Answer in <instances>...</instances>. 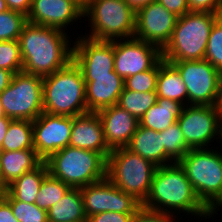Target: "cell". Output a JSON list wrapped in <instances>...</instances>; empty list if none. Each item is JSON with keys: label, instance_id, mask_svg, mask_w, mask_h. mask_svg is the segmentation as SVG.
Wrapping results in <instances>:
<instances>
[{"label": "cell", "instance_id": "5bb4252c", "mask_svg": "<svg viewBox=\"0 0 222 222\" xmlns=\"http://www.w3.org/2000/svg\"><path fill=\"white\" fill-rule=\"evenodd\" d=\"M73 61L80 67L85 81L93 76L112 75L114 41H99L83 35L73 42Z\"/></svg>", "mask_w": 222, "mask_h": 222}, {"label": "cell", "instance_id": "9a60e30c", "mask_svg": "<svg viewBox=\"0 0 222 222\" xmlns=\"http://www.w3.org/2000/svg\"><path fill=\"white\" fill-rule=\"evenodd\" d=\"M178 17L155 1L136 12L134 37L157 46L161 51L171 40Z\"/></svg>", "mask_w": 222, "mask_h": 222}, {"label": "cell", "instance_id": "8992f818", "mask_svg": "<svg viewBox=\"0 0 222 222\" xmlns=\"http://www.w3.org/2000/svg\"><path fill=\"white\" fill-rule=\"evenodd\" d=\"M220 14L188 12L178 17L169 43L162 50L165 61L203 60L212 27Z\"/></svg>", "mask_w": 222, "mask_h": 222}, {"label": "cell", "instance_id": "d6986e66", "mask_svg": "<svg viewBox=\"0 0 222 222\" xmlns=\"http://www.w3.org/2000/svg\"><path fill=\"white\" fill-rule=\"evenodd\" d=\"M69 146L98 152L107 160L111 150L106 145L102 122L97 112L73 117Z\"/></svg>", "mask_w": 222, "mask_h": 222}, {"label": "cell", "instance_id": "b9f144b4", "mask_svg": "<svg viewBox=\"0 0 222 222\" xmlns=\"http://www.w3.org/2000/svg\"><path fill=\"white\" fill-rule=\"evenodd\" d=\"M13 75L11 71L0 68V93L9 86Z\"/></svg>", "mask_w": 222, "mask_h": 222}, {"label": "cell", "instance_id": "ee69618b", "mask_svg": "<svg viewBox=\"0 0 222 222\" xmlns=\"http://www.w3.org/2000/svg\"><path fill=\"white\" fill-rule=\"evenodd\" d=\"M125 1L135 12H137L140 8L152 2H155L156 0H125Z\"/></svg>", "mask_w": 222, "mask_h": 222}, {"label": "cell", "instance_id": "30bf717a", "mask_svg": "<svg viewBox=\"0 0 222 222\" xmlns=\"http://www.w3.org/2000/svg\"><path fill=\"white\" fill-rule=\"evenodd\" d=\"M177 122L190 149L215 148L211 144L214 141L222 145V119L217 105H186Z\"/></svg>", "mask_w": 222, "mask_h": 222}, {"label": "cell", "instance_id": "7c38bea8", "mask_svg": "<svg viewBox=\"0 0 222 222\" xmlns=\"http://www.w3.org/2000/svg\"><path fill=\"white\" fill-rule=\"evenodd\" d=\"M87 218L100 212L136 213L142 204L108 178L80 188Z\"/></svg>", "mask_w": 222, "mask_h": 222}, {"label": "cell", "instance_id": "603a6c76", "mask_svg": "<svg viewBox=\"0 0 222 222\" xmlns=\"http://www.w3.org/2000/svg\"><path fill=\"white\" fill-rule=\"evenodd\" d=\"M184 106L180 102L157 97V103L146 111L139 124L145 128L161 132L177 122Z\"/></svg>", "mask_w": 222, "mask_h": 222}, {"label": "cell", "instance_id": "ab89813d", "mask_svg": "<svg viewBox=\"0 0 222 222\" xmlns=\"http://www.w3.org/2000/svg\"><path fill=\"white\" fill-rule=\"evenodd\" d=\"M8 10L19 11L28 15L31 9L32 0H5Z\"/></svg>", "mask_w": 222, "mask_h": 222}, {"label": "cell", "instance_id": "4fadbf2b", "mask_svg": "<svg viewBox=\"0 0 222 222\" xmlns=\"http://www.w3.org/2000/svg\"><path fill=\"white\" fill-rule=\"evenodd\" d=\"M161 58L157 46L136 37L114 40V71L123 80L151 69Z\"/></svg>", "mask_w": 222, "mask_h": 222}, {"label": "cell", "instance_id": "7402d4cb", "mask_svg": "<svg viewBox=\"0 0 222 222\" xmlns=\"http://www.w3.org/2000/svg\"><path fill=\"white\" fill-rule=\"evenodd\" d=\"M126 148L151 161L157 167L173 163L165 154L160 132L145 128L140 124Z\"/></svg>", "mask_w": 222, "mask_h": 222}, {"label": "cell", "instance_id": "e0dca14e", "mask_svg": "<svg viewBox=\"0 0 222 222\" xmlns=\"http://www.w3.org/2000/svg\"><path fill=\"white\" fill-rule=\"evenodd\" d=\"M83 11L73 0H32L27 22L66 31L83 18Z\"/></svg>", "mask_w": 222, "mask_h": 222}, {"label": "cell", "instance_id": "e575fe53", "mask_svg": "<svg viewBox=\"0 0 222 222\" xmlns=\"http://www.w3.org/2000/svg\"><path fill=\"white\" fill-rule=\"evenodd\" d=\"M159 61L149 70L124 80V88L135 92H156Z\"/></svg>", "mask_w": 222, "mask_h": 222}, {"label": "cell", "instance_id": "7a4b0ae2", "mask_svg": "<svg viewBox=\"0 0 222 222\" xmlns=\"http://www.w3.org/2000/svg\"><path fill=\"white\" fill-rule=\"evenodd\" d=\"M142 207L166 214L178 212L211 219L214 214L201 202L179 162L157 167L149 195ZM174 210V211H173ZM213 215V216H212Z\"/></svg>", "mask_w": 222, "mask_h": 222}, {"label": "cell", "instance_id": "ac0fdd59", "mask_svg": "<svg viewBox=\"0 0 222 222\" xmlns=\"http://www.w3.org/2000/svg\"><path fill=\"white\" fill-rule=\"evenodd\" d=\"M97 114L102 122L107 147L110 150L126 147L139 121L117 104L99 110Z\"/></svg>", "mask_w": 222, "mask_h": 222}, {"label": "cell", "instance_id": "f1b7e54d", "mask_svg": "<svg viewBox=\"0 0 222 222\" xmlns=\"http://www.w3.org/2000/svg\"><path fill=\"white\" fill-rule=\"evenodd\" d=\"M70 189V186L48 174L43 179V182L36 196L35 204L47 211Z\"/></svg>", "mask_w": 222, "mask_h": 222}, {"label": "cell", "instance_id": "f546056e", "mask_svg": "<svg viewBox=\"0 0 222 222\" xmlns=\"http://www.w3.org/2000/svg\"><path fill=\"white\" fill-rule=\"evenodd\" d=\"M162 135L165 154L173 161L178 162L186 155L190 148L186 145L183 133L178 122L160 132Z\"/></svg>", "mask_w": 222, "mask_h": 222}, {"label": "cell", "instance_id": "6da1fadb", "mask_svg": "<svg viewBox=\"0 0 222 222\" xmlns=\"http://www.w3.org/2000/svg\"><path fill=\"white\" fill-rule=\"evenodd\" d=\"M66 32L68 30L27 22L18 39L22 71L46 77L73 60V39Z\"/></svg>", "mask_w": 222, "mask_h": 222}, {"label": "cell", "instance_id": "c3c4849f", "mask_svg": "<svg viewBox=\"0 0 222 222\" xmlns=\"http://www.w3.org/2000/svg\"><path fill=\"white\" fill-rule=\"evenodd\" d=\"M3 193H4V188L1 186V184H0V197H2L3 196Z\"/></svg>", "mask_w": 222, "mask_h": 222}, {"label": "cell", "instance_id": "7bdbcfd3", "mask_svg": "<svg viewBox=\"0 0 222 222\" xmlns=\"http://www.w3.org/2000/svg\"><path fill=\"white\" fill-rule=\"evenodd\" d=\"M11 121H12L11 118L6 117L5 115H0V151L2 147V141L5 138L8 126Z\"/></svg>", "mask_w": 222, "mask_h": 222}, {"label": "cell", "instance_id": "f35d334b", "mask_svg": "<svg viewBox=\"0 0 222 222\" xmlns=\"http://www.w3.org/2000/svg\"><path fill=\"white\" fill-rule=\"evenodd\" d=\"M162 4L168 11L181 17L189 12L187 0H156Z\"/></svg>", "mask_w": 222, "mask_h": 222}, {"label": "cell", "instance_id": "44dd1931", "mask_svg": "<svg viewBox=\"0 0 222 222\" xmlns=\"http://www.w3.org/2000/svg\"><path fill=\"white\" fill-rule=\"evenodd\" d=\"M43 160L35 149L0 151V184L5 189L25 172L36 168Z\"/></svg>", "mask_w": 222, "mask_h": 222}, {"label": "cell", "instance_id": "ba28073f", "mask_svg": "<svg viewBox=\"0 0 222 222\" xmlns=\"http://www.w3.org/2000/svg\"><path fill=\"white\" fill-rule=\"evenodd\" d=\"M90 31L83 36L99 41L132 38L136 29V12L125 0H93L86 5Z\"/></svg>", "mask_w": 222, "mask_h": 222}, {"label": "cell", "instance_id": "9c48e42d", "mask_svg": "<svg viewBox=\"0 0 222 222\" xmlns=\"http://www.w3.org/2000/svg\"><path fill=\"white\" fill-rule=\"evenodd\" d=\"M3 114L12 120H36L43 113V77L15 73L0 93Z\"/></svg>", "mask_w": 222, "mask_h": 222}, {"label": "cell", "instance_id": "83f0119b", "mask_svg": "<svg viewBox=\"0 0 222 222\" xmlns=\"http://www.w3.org/2000/svg\"><path fill=\"white\" fill-rule=\"evenodd\" d=\"M157 97L156 92H135L123 88L117 105L140 121L146 111L157 103Z\"/></svg>", "mask_w": 222, "mask_h": 222}, {"label": "cell", "instance_id": "5b68a950", "mask_svg": "<svg viewBox=\"0 0 222 222\" xmlns=\"http://www.w3.org/2000/svg\"><path fill=\"white\" fill-rule=\"evenodd\" d=\"M48 173L70 186L82 188L106 178L107 160L98 152L67 146L51 154Z\"/></svg>", "mask_w": 222, "mask_h": 222}, {"label": "cell", "instance_id": "cb8c5ba5", "mask_svg": "<svg viewBox=\"0 0 222 222\" xmlns=\"http://www.w3.org/2000/svg\"><path fill=\"white\" fill-rule=\"evenodd\" d=\"M48 168L45 161H42L36 168L25 172L4 189V198H15L26 203H35L37 193L48 175Z\"/></svg>", "mask_w": 222, "mask_h": 222}, {"label": "cell", "instance_id": "74e56055", "mask_svg": "<svg viewBox=\"0 0 222 222\" xmlns=\"http://www.w3.org/2000/svg\"><path fill=\"white\" fill-rule=\"evenodd\" d=\"M135 213L100 212L87 218V222H132Z\"/></svg>", "mask_w": 222, "mask_h": 222}, {"label": "cell", "instance_id": "ffe728a7", "mask_svg": "<svg viewBox=\"0 0 222 222\" xmlns=\"http://www.w3.org/2000/svg\"><path fill=\"white\" fill-rule=\"evenodd\" d=\"M124 88V80L115 72L112 75L93 76L85 81V99L88 112H98L116 105Z\"/></svg>", "mask_w": 222, "mask_h": 222}, {"label": "cell", "instance_id": "f6af8a7d", "mask_svg": "<svg viewBox=\"0 0 222 222\" xmlns=\"http://www.w3.org/2000/svg\"><path fill=\"white\" fill-rule=\"evenodd\" d=\"M218 110L220 112V116H221V119H222V79H221V86H220V96H219V101H218Z\"/></svg>", "mask_w": 222, "mask_h": 222}, {"label": "cell", "instance_id": "d590c367", "mask_svg": "<svg viewBox=\"0 0 222 222\" xmlns=\"http://www.w3.org/2000/svg\"><path fill=\"white\" fill-rule=\"evenodd\" d=\"M177 217L178 213L166 214L141 207L133 216L132 222H177L175 221Z\"/></svg>", "mask_w": 222, "mask_h": 222}, {"label": "cell", "instance_id": "8fae6325", "mask_svg": "<svg viewBox=\"0 0 222 222\" xmlns=\"http://www.w3.org/2000/svg\"><path fill=\"white\" fill-rule=\"evenodd\" d=\"M180 73L188 92V105H217L222 73L207 60L167 61Z\"/></svg>", "mask_w": 222, "mask_h": 222}, {"label": "cell", "instance_id": "d6a6232c", "mask_svg": "<svg viewBox=\"0 0 222 222\" xmlns=\"http://www.w3.org/2000/svg\"><path fill=\"white\" fill-rule=\"evenodd\" d=\"M204 59L222 73V15L216 19L212 27Z\"/></svg>", "mask_w": 222, "mask_h": 222}, {"label": "cell", "instance_id": "d4e9b609", "mask_svg": "<svg viewBox=\"0 0 222 222\" xmlns=\"http://www.w3.org/2000/svg\"><path fill=\"white\" fill-rule=\"evenodd\" d=\"M156 93L158 97L188 105V92L178 70L163 58L159 60Z\"/></svg>", "mask_w": 222, "mask_h": 222}, {"label": "cell", "instance_id": "2e32d148", "mask_svg": "<svg viewBox=\"0 0 222 222\" xmlns=\"http://www.w3.org/2000/svg\"><path fill=\"white\" fill-rule=\"evenodd\" d=\"M33 123V147L45 161L51 154L69 145L73 117L43 112Z\"/></svg>", "mask_w": 222, "mask_h": 222}, {"label": "cell", "instance_id": "4dcf8cb0", "mask_svg": "<svg viewBox=\"0 0 222 222\" xmlns=\"http://www.w3.org/2000/svg\"><path fill=\"white\" fill-rule=\"evenodd\" d=\"M27 23V15L7 10L0 13V41L18 40Z\"/></svg>", "mask_w": 222, "mask_h": 222}, {"label": "cell", "instance_id": "bcb514c9", "mask_svg": "<svg viewBox=\"0 0 222 222\" xmlns=\"http://www.w3.org/2000/svg\"><path fill=\"white\" fill-rule=\"evenodd\" d=\"M7 10H8V8H7L5 0H0V13L7 11Z\"/></svg>", "mask_w": 222, "mask_h": 222}, {"label": "cell", "instance_id": "836d02e7", "mask_svg": "<svg viewBox=\"0 0 222 222\" xmlns=\"http://www.w3.org/2000/svg\"><path fill=\"white\" fill-rule=\"evenodd\" d=\"M0 68L13 74L22 72L23 61L18 40L0 41Z\"/></svg>", "mask_w": 222, "mask_h": 222}, {"label": "cell", "instance_id": "4316f807", "mask_svg": "<svg viewBox=\"0 0 222 222\" xmlns=\"http://www.w3.org/2000/svg\"><path fill=\"white\" fill-rule=\"evenodd\" d=\"M34 149L33 123L30 120H12L8 126L1 151Z\"/></svg>", "mask_w": 222, "mask_h": 222}, {"label": "cell", "instance_id": "484cf974", "mask_svg": "<svg viewBox=\"0 0 222 222\" xmlns=\"http://www.w3.org/2000/svg\"><path fill=\"white\" fill-rule=\"evenodd\" d=\"M48 222H87L80 188H71L47 210Z\"/></svg>", "mask_w": 222, "mask_h": 222}, {"label": "cell", "instance_id": "7dc6e473", "mask_svg": "<svg viewBox=\"0 0 222 222\" xmlns=\"http://www.w3.org/2000/svg\"><path fill=\"white\" fill-rule=\"evenodd\" d=\"M84 10V0H73Z\"/></svg>", "mask_w": 222, "mask_h": 222}, {"label": "cell", "instance_id": "8d00e7d4", "mask_svg": "<svg viewBox=\"0 0 222 222\" xmlns=\"http://www.w3.org/2000/svg\"><path fill=\"white\" fill-rule=\"evenodd\" d=\"M189 12H210L222 15V0H187Z\"/></svg>", "mask_w": 222, "mask_h": 222}, {"label": "cell", "instance_id": "52a82bcc", "mask_svg": "<svg viewBox=\"0 0 222 222\" xmlns=\"http://www.w3.org/2000/svg\"><path fill=\"white\" fill-rule=\"evenodd\" d=\"M157 166L126 147L111 150L106 178L143 204L149 195Z\"/></svg>", "mask_w": 222, "mask_h": 222}, {"label": "cell", "instance_id": "3957f363", "mask_svg": "<svg viewBox=\"0 0 222 222\" xmlns=\"http://www.w3.org/2000/svg\"><path fill=\"white\" fill-rule=\"evenodd\" d=\"M212 148L190 149L178 162L197 197L215 215L222 212V145Z\"/></svg>", "mask_w": 222, "mask_h": 222}, {"label": "cell", "instance_id": "1f68e13d", "mask_svg": "<svg viewBox=\"0 0 222 222\" xmlns=\"http://www.w3.org/2000/svg\"><path fill=\"white\" fill-rule=\"evenodd\" d=\"M5 199L10 203L13 215L19 222H48L47 211L35 203H26L15 198Z\"/></svg>", "mask_w": 222, "mask_h": 222}, {"label": "cell", "instance_id": "681fc988", "mask_svg": "<svg viewBox=\"0 0 222 222\" xmlns=\"http://www.w3.org/2000/svg\"><path fill=\"white\" fill-rule=\"evenodd\" d=\"M93 0H84V9L86 8V5L90 2H92Z\"/></svg>", "mask_w": 222, "mask_h": 222}, {"label": "cell", "instance_id": "60d3db41", "mask_svg": "<svg viewBox=\"0 0 222 222\" xmlns=\"http://www.w3.org/2000/svg\"><path fill=\"white\" fill-rule=\"evenodd\" d=\"M0 222H19L13 215L10 203L0 197Z\"/></svg>", "mask_w": 222, "mask_h": 222}, {"label": "cell", "instance_id": "277c9868", "mask_svg": "<svg viewBox=\"0 0 222 222\" xmlns=\"http://www.w3.org/2000/svg\"><path fill=\"white\" fill-rule=\"evenodd\" d=\"M43 112L72 117L88 112L83 73L73 60L43 77Z\"/></svg>", "mask_w": 222, "mask_h": 222}, {"label": "cell", "instance_id": "f907efd6", "mask_svg": "<svg viewBox=\"0 0 222 222\" xmlns=\"http://www.w3.org/2000/svg\"><path fill=\"white\" fill-rule=\"evenodd\" d=\"M0 115H4L0 104Z\"/></svg>", "mask_w": 222, "mask_h": 222}]
</instances>
